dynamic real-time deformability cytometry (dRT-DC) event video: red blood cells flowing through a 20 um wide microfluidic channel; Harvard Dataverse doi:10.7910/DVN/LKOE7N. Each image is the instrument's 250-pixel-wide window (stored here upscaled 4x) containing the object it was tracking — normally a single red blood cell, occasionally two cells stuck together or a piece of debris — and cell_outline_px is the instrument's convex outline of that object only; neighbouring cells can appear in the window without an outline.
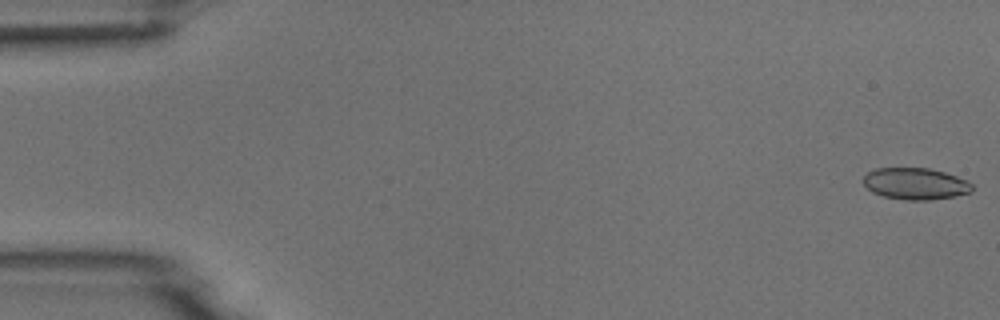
{"species": "common noctule bat (a hibernating species)", "species_latin": "Nyctalus noctula", "temperature_condition": "room temperature", "stored_images_in_passage": 6, "camera_frame_rate_fps": 3000, "um_per_image_px": 0.085, "animal": {"sex": "male", "body_mass_g": 18.8}, "frame": {"image": 1, "passage_image": 1, "time_ms": 0.0, "image_size_px": [1000, 320], "cell_outline_px": [[972, 192], [956, 196], [928, 200], [904, 200], [884, 196], [872, 192], [864, 184], [864, 176], [868, 172], [876, 168], [928, 168], [944, 172], [968, 180], [972, 184]], "centroid_in_image_um": [77.83, 15.62], "position_along_channel_um": 7.2, "area_um2": 20.06}}
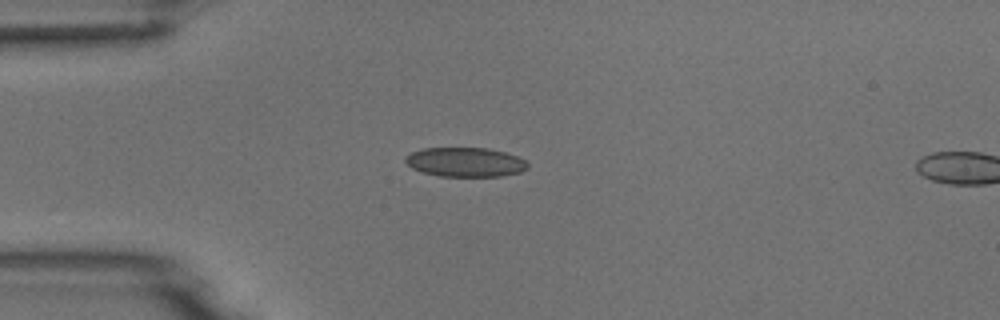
{"frame": {"image": 2, "passage_image": 5, "time_ms": 1.333, "image_size_px": [1000, 320], "cell_outline_px": [[528, 168], [520, 172], [500, 176], [440, 176], [424, 172], [412, 168], [404, 160], [404, 156], [412, 152], [424, 148], [488, 148], [504, 152], [516, 156], [524, 160], [528, 164]], "centroid_in_image_um": [39.54, 13.77], "position_along_channel_um": 45.5, "area_um2": 20.75}}